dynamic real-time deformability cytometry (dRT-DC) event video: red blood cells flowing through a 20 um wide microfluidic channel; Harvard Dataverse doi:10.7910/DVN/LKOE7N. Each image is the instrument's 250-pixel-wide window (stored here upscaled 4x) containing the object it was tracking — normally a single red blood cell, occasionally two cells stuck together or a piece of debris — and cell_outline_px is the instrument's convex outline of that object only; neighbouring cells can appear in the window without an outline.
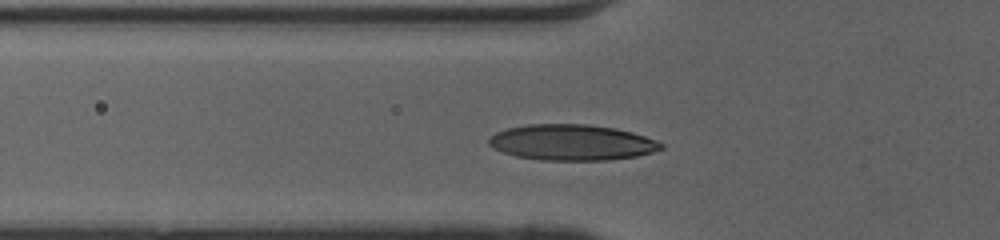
{"species": "human", "species_latin": "Homo sapiens", "temperature_condition": "cold", "stored_images_in_passage": 32, "camera_frame_rate_fps": 3000, "um_per_image_px": 0.085, "donor": {"sex": "female"}, "frame": {"image": 1, "passage_image": 7, "time_ms": 2.0, "image_size_px": [1000, 240], "cell_outline_px": [[664, 148], [652, 152], [636, 156], [608, 160], [540, 160], [516, 156], [492, 148], [488, 144], [488, 140], [496, 132], [508, 128], [528, 124], [588, 124], [616, 128], [632, 132], [656, 140], [664, 144]], "centroid_in_image_um": [48.61, 12.1], "position_along_channel_um": 77.2, "area_um2": 35.95}}
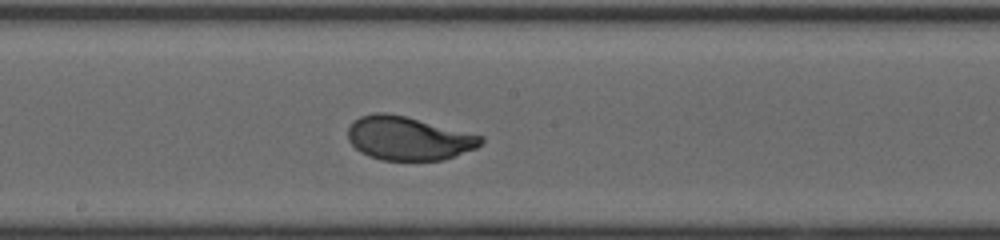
{"frame": {"image": 2, "passage_image": 17, "time_ms": 5.333, "image_size_px": [1000, 240], "cell_outline_px": [[484, 140], [476, 148], [444, 160], [380, 160], [368, 156], [360, 152], [348, 140], [348, 128], [360, 116], [372, 112], [384, 112], [404, 116], [484, 136]], "centroid_in_image_um": [34.7, 11.76], "position_along_channel_um": 213.5, "area_um2": 33.7}}
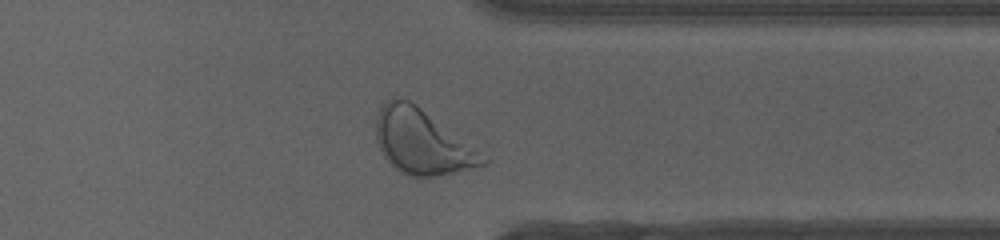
{"frame": {"image": 3, "passage_image": 29, "time_ms": 9.333, "image_size_px": [1000, 240], "cell_outline_px": [[488, 160], [484, 164], [472, 168], [440, 176], [408, 176], [400, 172], [384, 156], [376, 140], [376, 116], [380, 104], [388, 100], [408, 100], [416, 104], [480, 148]], "centroid_in_image_um": [35.92, 12.06], "position_along_channel_um": 375.5, "area_um2": 40.52}, "authors_computed_cell_mechanics": {"area_um2": 33.6396, "velocity_mm_per_s": 4.0812, "shape_relaxation_time_tau1_ms": 2.4601, "shape_relaxation_time_tau2_ms": null, "deformation_change_tau1": 0.1514, "deformation_change_tau2": null}}